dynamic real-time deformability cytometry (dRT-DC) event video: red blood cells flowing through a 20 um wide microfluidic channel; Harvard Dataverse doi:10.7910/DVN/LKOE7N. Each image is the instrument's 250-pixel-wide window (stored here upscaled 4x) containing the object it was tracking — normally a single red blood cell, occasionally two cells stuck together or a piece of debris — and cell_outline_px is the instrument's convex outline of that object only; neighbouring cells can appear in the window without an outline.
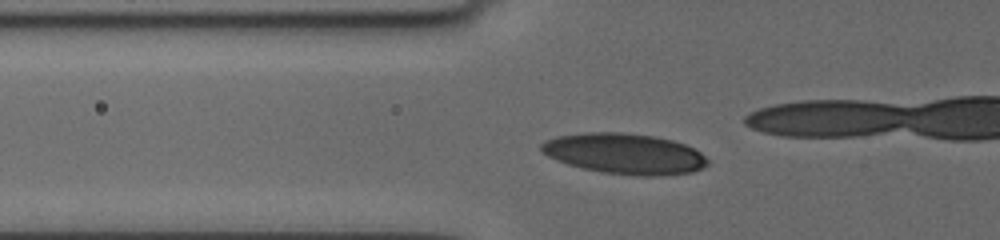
{"species": "human", "species_latin": "Homo sapiens", "temperature_condition": "cold", "stored_images_in_passage": 23, "camera_frame_rate_fps": 3000, "um_per_image_px": 0.085, "donor": {"sex": "female"}, "frame": {"image": 1, "passage_image": 2, "time_ms": 0.333, "image_size_px": [1000, 240], "cell_outline_px": [[708, 164], [692, 172], [656, 176], [640, 176], [604, 172], [584, 168], [568, 164], [556, 160], [540, 152], [540, 144], [544, 140], [556, 136], [584, 132], [620, 132], [652, 136], [672, 140], [684, 144], [700, 152], [708, 160]], "centroid_in_image_um": [53.04, 13.05], "position_along_channel_um": 72.8, "area_um2": 39.25}}
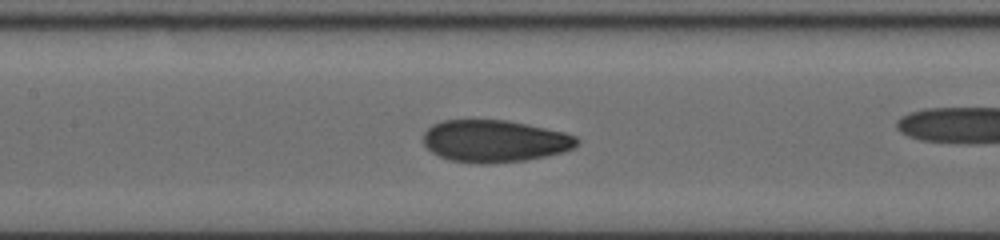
{"frame": {"image": 2, "passage_image": 8, "time_ms": 3.0, "image_size_px": [1000, 240], "cell_outline_px": [[580, 144], [576, 148], [564, 152], [548, 156], [524, 160], [488, 164], [480, 164], [448, 160], [432, 152], [424, 144], [424, 132], [432, 124], [444, 120], [508, 120], [564, 132], [576, 136], [580, 140]], "centroid_in_image_um": [42.08, 12.0], "position_along_channel_um": 165.3, "area_um2": 38.03}}
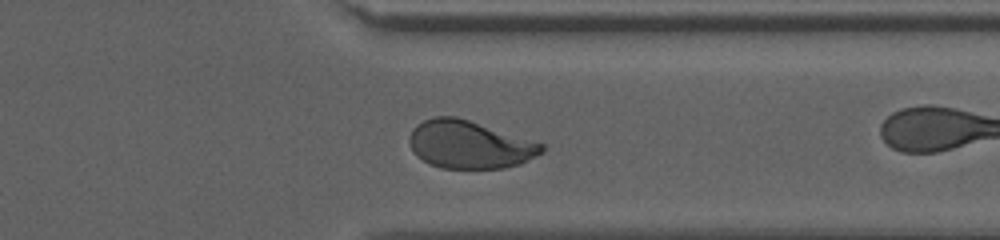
{"frame": {"image": 3, "passage_image": 21, "time_ms": 8.667, "image_size_px": [1000, 240], "cell_outline_px": [[544, 152], [520, 164], [504, 168], [440, 168], [416, 156], [408, 140], [412, 128], [416, 124], [424, 120], [436, 116], [456, 116], [544, 144]], "centroid_in_image_um": [39.89, 12.29], "position_along_channel_um": 371.5, "area_um2": 36.7}}